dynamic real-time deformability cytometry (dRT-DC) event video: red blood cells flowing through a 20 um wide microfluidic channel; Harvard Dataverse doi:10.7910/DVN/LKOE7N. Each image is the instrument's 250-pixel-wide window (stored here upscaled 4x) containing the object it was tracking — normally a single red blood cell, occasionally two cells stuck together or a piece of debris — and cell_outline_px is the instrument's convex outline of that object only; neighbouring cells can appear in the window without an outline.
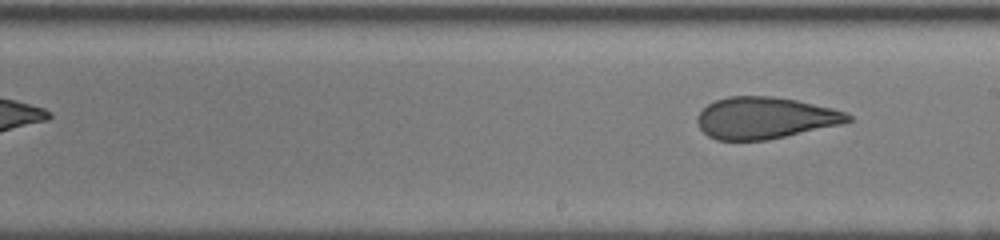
{"species": "human", "species_latin": "Homo sapiens", "temperature_condition": "cold", "stored_images_in_passage": 7, "segment_of_instrument_passage": [2, 2], "camera_frame_rate_fps": 3000, "um_per_image_px": 0.085, "donor": {"sex": "male"}, "frame": {"image": 1, "passage_image": 7, "time_ms": 6.667, "image_size_px": [1000, 240], "cell_outline_px": [[852, 120], [840, 124], [768, 140], [716, 140], [708, 136], [700, 128], [696, 120], [696, 116], [708, 104], [716, 100], [728, 96], [772, 96], [796, 100], [832, 108], [844, 112], [852, 116]], "centroid_in_image_um": [64.99, 10.02], "position_along_channel_um": 224.0, "area_um2": 36.41}}